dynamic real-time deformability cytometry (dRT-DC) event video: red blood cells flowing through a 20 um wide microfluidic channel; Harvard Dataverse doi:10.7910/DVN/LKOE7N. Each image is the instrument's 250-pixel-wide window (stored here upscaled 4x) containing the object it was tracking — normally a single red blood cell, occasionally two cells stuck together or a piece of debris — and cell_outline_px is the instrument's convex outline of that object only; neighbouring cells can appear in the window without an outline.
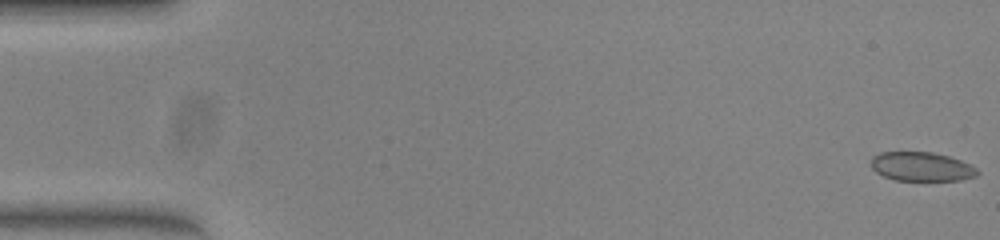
{"species": "common noctule bat (a hibernating species)", "species_latin": "Nyctalus noctula", "temperature_condition": "warm", "stored_images_in_passage": 16, "camera_frame_rate_fps": 3000, "um_per_image_px": 0.085, "animal": {"sex": "female", "body_mass_g": 23.0, "forearm_length_mm": 53.4}, "frame": {"image": 1, "passage_image": 1, "time_ms": 0.0, "image_size_px": [1000, 240], "cell_outline_px": [[980, 172], [976, 176], [960, 180], [896, 180], [884, 176], [876, 172], [872, 168], [872, 156], [880, 152], [932, 152], [948, 156], [960, 160], [976, 168]], "centroid_in_image_um": [78.32, 14.16], "position_along_channel_um": 6.7, "area_um2": 17.86}}
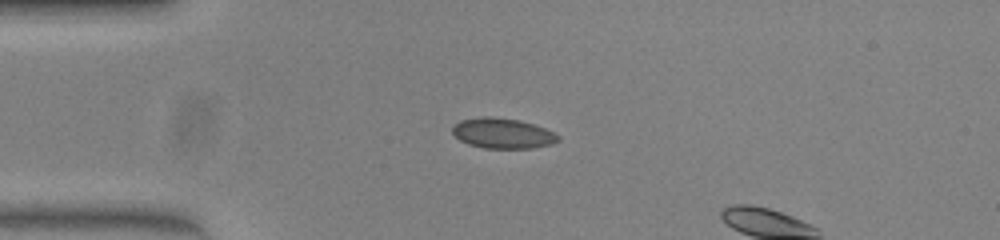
{"frame": {"image": 2, "passage_image": 13, "time_ms": 4.0, "image_size_px": [1000, 240], "cell_outline_px": [[560, 140], [552, 144], [532, 148], [484, 148], [468, 144], [460, 140], [452, 132], [452, 128], [460, 120], [484, 116], [488, 116], [520, 120], [544, 128], [560, 136]], "centroid_in_image_um": [42.73, 11.33], "position_along_channel_um": 42.3, "area_um2": 18.55}}